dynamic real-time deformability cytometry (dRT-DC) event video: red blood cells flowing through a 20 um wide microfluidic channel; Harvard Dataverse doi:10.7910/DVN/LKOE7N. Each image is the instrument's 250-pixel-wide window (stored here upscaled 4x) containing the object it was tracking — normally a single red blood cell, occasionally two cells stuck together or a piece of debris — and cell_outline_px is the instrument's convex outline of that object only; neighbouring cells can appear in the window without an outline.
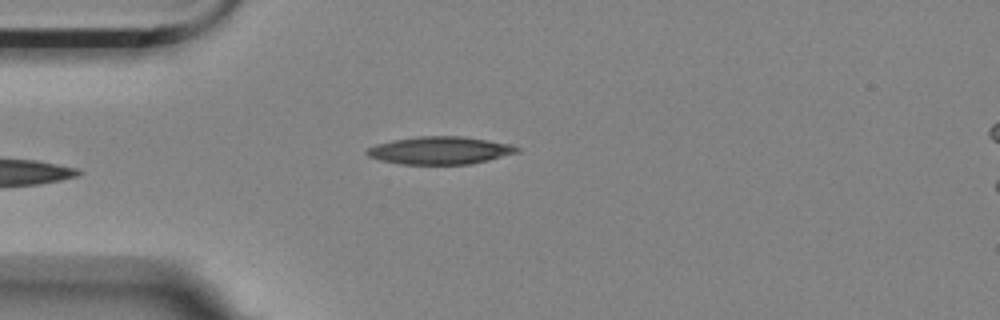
{"species": "Egyptian fruit bat (a non-hibernating species)", "species_latin": "Rousettus aegyptiacus", "temperature_condition": "room temperature", "stored_images_in_passage": 4, "camera_frame_rate_fps": 3000, "um_per_image_px": 0.085, "animal": {"sex": "female"}, "frame": {"image": 1, "passage_image": 4, "time_ms": 1.0, "image_size_px": [1000, 320], "cell_outline_px": [[520, 152], [472, 164], [400, 164], [380, 160], [368, 156], [364, 152], [368, 148], [376, 144], [396, 140], [420, 136], [460, 136], [488, 140], [512, 144], [520, 148]], "centroid_in_image_um": [37.43, 12.79], "position_along_channel_um": 47.6, "area_um2": 24.16}}